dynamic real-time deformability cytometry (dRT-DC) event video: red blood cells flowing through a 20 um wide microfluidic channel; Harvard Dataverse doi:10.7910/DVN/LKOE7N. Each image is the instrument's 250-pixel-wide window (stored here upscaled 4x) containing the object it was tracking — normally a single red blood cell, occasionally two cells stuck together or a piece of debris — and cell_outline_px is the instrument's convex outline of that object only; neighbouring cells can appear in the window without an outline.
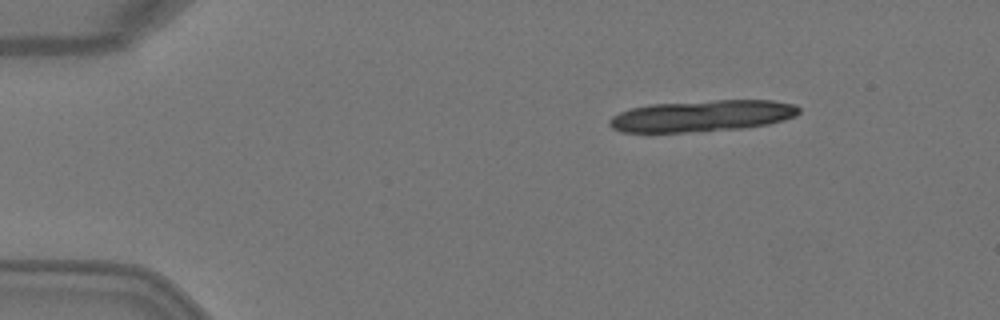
{"species": "Egyptian fruit bat (a non-hibernating species)", "species_latin": "Rousettus aegyptiacus", "temperature_condition": "warm", "stored_images_in_passage": 5, "segment_of_instrument_passage": [2, 2], "camera_frame_rate_fps": 3000, "um_per_image_px": 0.085, "animal": {"sex": "female"}, "frame": {"image": 1, "passage_image": 5, "time_ms": 1.333, "image_size_px": [1000, 320], "cell_outline_px": [[800, 112], [796, 116], [784, 120], [768, 124], [744, 128], [684, 132], [620, 132], [612, 128], [608, 124], [608, 120], [612, 116], [620, 112], [632, 108], [652, 104], [716, 100], [772, 100], [796, 104], [800, 108]], "centroid_in_image_um": [59.7, 9.85], "position_along_channel_um": 25.3, "area_um2": 34.8}}